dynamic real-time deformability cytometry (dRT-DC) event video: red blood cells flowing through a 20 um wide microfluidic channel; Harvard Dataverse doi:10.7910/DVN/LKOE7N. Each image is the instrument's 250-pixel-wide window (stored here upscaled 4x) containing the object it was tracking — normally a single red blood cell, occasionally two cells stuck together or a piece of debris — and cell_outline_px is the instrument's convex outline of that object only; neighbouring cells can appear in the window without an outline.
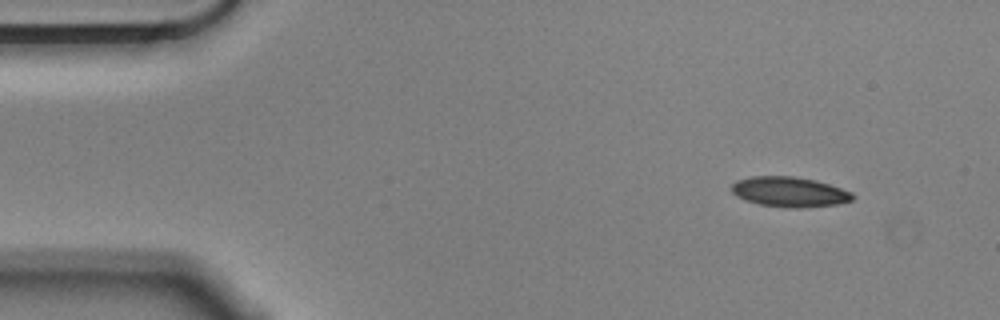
{"species": "Egyptian fruit bat (a non-hibernating species)", "species_latin": "Rousettus aegyptiacus", "temperature_condition": "cold", "stored_images_in_passage": 51, "camera_frame_rate_fps": 3000, "um_per_image_px": 0.085, "animal": {"sex": "male"}, "frame": {"image": 1, "passage_image": 1, "time_ms": 0.0, "image_size_px": [1000, 320], "cell_outline_px": [[856, 196], [852, 200], [836, 204], [800, 208], [788, 208], [760, 204], [744, 200], [736, 196], [732, 192], [732, 184], [736, 180], [752, 176], [792, 176], [816, 180], [852, 192]], "centroid_in_image_um": [67.09, 16.31], "position_along_channel_um": 17.9, "area_um2": 21.21}}
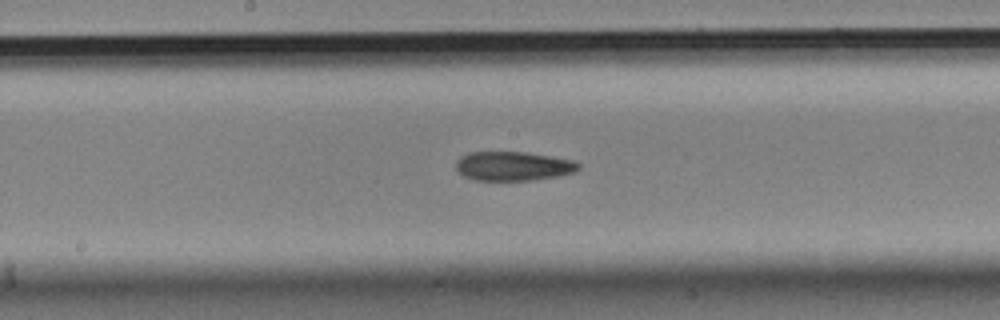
{"frame": {"image": 2, "passage_image": 24, "time_ms": 7.667, "image_size_px": [1000, 320], "cell_outline_px": [[580, 168], [576, 172], [560, 176], [532, 180], [472, 180], [456, 172], [456, 160], [460, 156], [468, 152], [524, 152], [572, 160], [580, 164]], "centroid_in_image_um": [43.59, 14.13], "position_along_channel_um": 204.6, "area_um2": 20.98}}
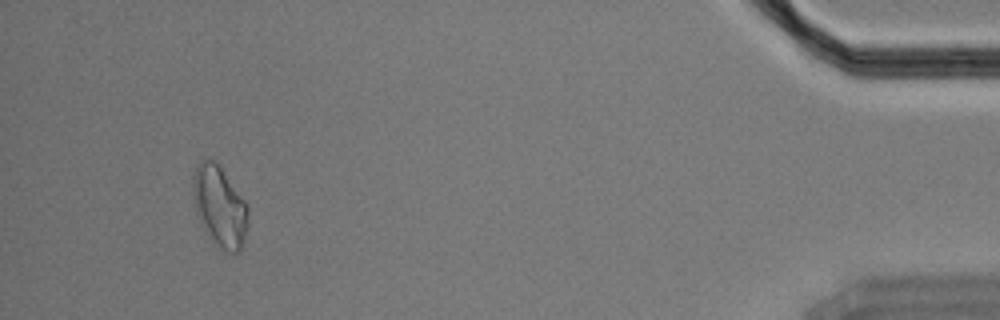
{"frame": {"image": 3, "passage_image": 48, "time_ms": 15.667, "image_size_px": [1000, 320], "cell_outline_px": [[248, 220], [244, 240], [240, 252], [228, 252], [212, 244], [196, 216], [192, 196], [192, 184], [196, 164], [200, 160], [208, 156], [220, 164], [244, 200], [248, 208]], "centroid_in_image_um": [18.63, 17.52], "position_along_channel_um": 416.6, "area_um2": 26.65}}